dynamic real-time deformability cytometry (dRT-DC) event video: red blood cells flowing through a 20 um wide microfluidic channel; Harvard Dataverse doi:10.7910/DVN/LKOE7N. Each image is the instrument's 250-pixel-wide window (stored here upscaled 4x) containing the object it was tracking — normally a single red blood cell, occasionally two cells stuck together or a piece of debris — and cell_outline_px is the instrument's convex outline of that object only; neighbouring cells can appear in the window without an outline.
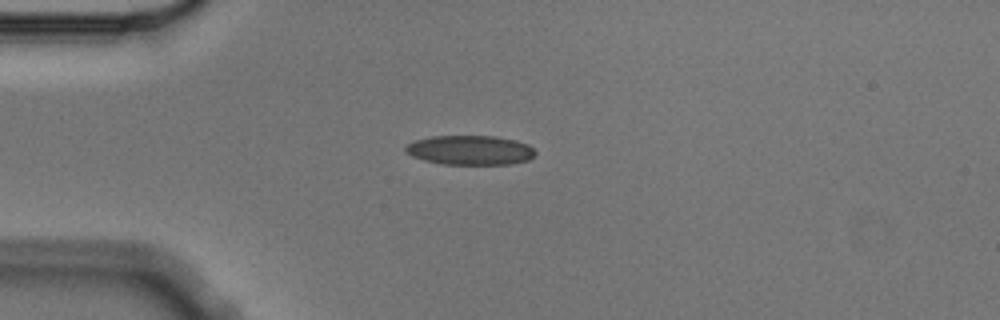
{"species": "Egyptian fruit bat (a non-hibernating species)", "species_latin": "Rousettus aegyptiacus", "temperature_condition": "cold", "stored_images_in_passage": 4, "camera_frame_rate_fps": 3000, "um_per_image_px": 0.085, "animal": {"sex": "male"}, "frame": {"image": 1, "passage_image": 2, "time_ms": 0.333, "image_size_px": [1000, 320], "cell_outline_px": [[536, 152], [528, 160], [512, 164], [440, 164], [424, 160], [412, 156], [404, 152], [404, 148], [408, 144], [416, 140], [432, 136], [496, 136], [516, 140], [528, 144]], "centroid_in_image_um": [39.95, 12.76], "position_along_channel_um": 45.1, "area_um2": 22.31}}
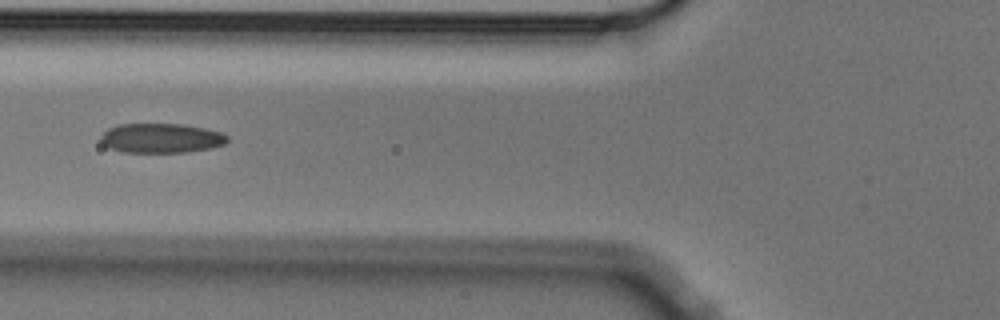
{"frame": {"image": 2, "passage_image": 4, "time_ms": 1.0, "image_size_px": [1000, 320], "cell_outline_px": [[228, 140], [224, 144], [212, 148], [188, 152], [120, 152], [108, 148], [100, 140], [100, 136], [108, 128], [116, 124], [180, 124], [204, 128], [220, 132], [228, 136]], "centroid_in_image_um": [13.67, 11.74], "position_along_channel_um": 112.1, "area_um2": 21.91}}